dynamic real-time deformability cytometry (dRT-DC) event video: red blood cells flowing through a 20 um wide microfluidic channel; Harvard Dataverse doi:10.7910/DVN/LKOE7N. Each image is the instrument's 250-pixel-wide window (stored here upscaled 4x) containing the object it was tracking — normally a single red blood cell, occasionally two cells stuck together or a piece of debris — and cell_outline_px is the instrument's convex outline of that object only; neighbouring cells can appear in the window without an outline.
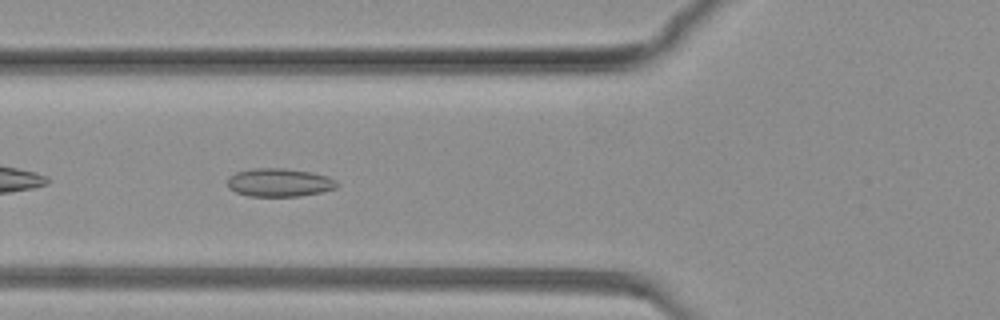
{"species": "common noctule bat (a hibernating species)", "species_latin": "Nyctalus noctula", "temperature_condition": "warm", "stored_images_in_passage": 59, "camera_frame_rate_fps": 3000, "um_per_image_px": 0.085, "animal": {"sex": "female", "body_mass_g": 19.3, "forearm_length_mm": 54.1}, "frame": {"image": 1, "passage_image": 8, "time_ms": 2.333, "image_size_px": [1000, 320], "cell_outline_px": [[340, 184], [336, 188], [320, 192], [300, 196], [248, 196], [236, 192], [228, 188], [228, 176], [236, 172], [252, 168], [284, 168], [312, 172], [328, 176], [336, 180]], "centroid_in_image_um": [23.75, 15.51], "position_along_channel_um": 102.1, "area_um2": 18.21}}
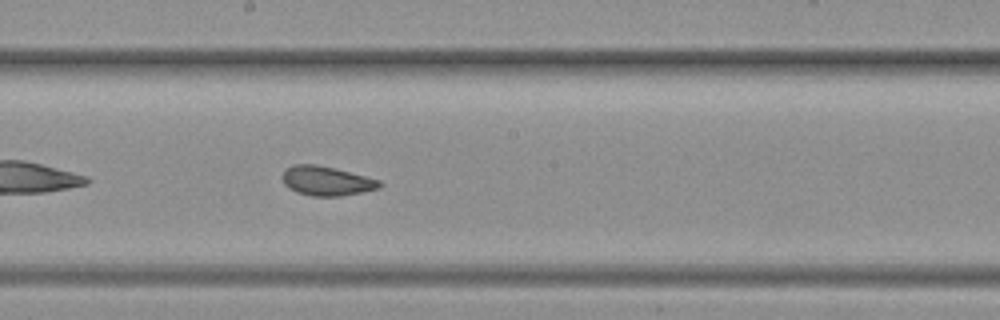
{"frame": {"image": 2, "passage_image": 22, "time_ms": 7.0, "image_size_px": [1000, 320], "cell_outline_px": [[384, 184], [380, 188], [340, 196], [312, 196], [296, 192], [288, 188], [284, 184], [280, 176], [284, 168], [296, 164], [316, 164], [380, 180]], "centroid_in_image_um": [27.7, 15.38], "position_along_channel_um": 220.5, "area_um2": 16.65}}
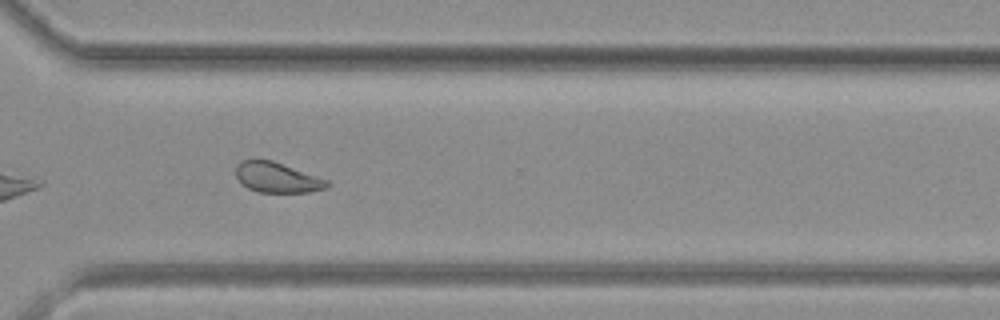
{"frame": {"image": 3, "passage_image": 37, "time_ms": 12.0, "image_size_px": [1000, 320], "cell_outline_px": [[332, 184], [328, 188], [308, 192], [256, 192], [240, 184], [236, 176], [236, 168], [240, 160], [272, 160], [328, 180]], "centroid_in_image_um": [23.55, 15.1], "position_along_channel_um": 347.0, "area_um2": 16.13}}